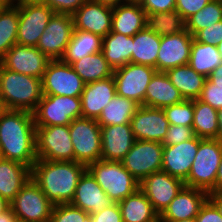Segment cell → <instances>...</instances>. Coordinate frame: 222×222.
Returning <instances> with one entry per match:
<instances>
[{"label": "cell", "instance_id": "cell-49", "mask_svg": "<svg viewBox=\"0 0 222 222\" xmlns=\"http://www.w3.org/2000/svg\"><path fill=\"white\" fill-rule=\"evenodd\" d=\"M195 220L196 222H222V216L217 208L207 200Z\"/></svg>", "mask_w": 222, "mask_h": 222}, {"label": "cell", "instance_id": "cell-27", "mask_svg": "<svg viewBox=\"0 0 222 222\" xmlns=\"http://www.w3.org/2000/svg\"><path fill=\"white\" fill-rule=\"evenodd\" d=\"M30 178V167L13 160H0V196L9 203Z\"/></svg>", "mask_w": 222, "mask_h": 222}, {"label": "cell", "instance_id": "cell-59", "mask_svg": "<svg viewBox=\"0 0 222 222\" xmlns=\"http://www.w3.org/2000/svg\"><path fill=\"white\" fill-rule=\"evenodd\" d=\"M17 2H26V3H46L47 0H16Z\"/></svg>", "mask_w": 222, "mask_h": 222}, {"label": "cell", "instance_id": "cell-26", "mask_svg": "<svg viewBox=\"0 0 222 222\" xmlns=\"http://www.w3.org/2000/svg\"><path fill=\"white\" fill-rule=\"evenodd\" d=\"M184 98L165 72H156L147 86L144 106L164 108L182 102Z\"/></svg>", "mask_w": 222, "mask_h": 222}, {"label": "cell", "instance_id": "cell-2", "mask_svg": "<svg viewBox=\"0 0 222 222\" xmlns=\"http://www.w3.org/2000/svg\"><path fill=\"white\" fill-rule=\"evenodd\" d=\"M87 166L75 161L37 159L31 168V178L53 204L71 203L78 181Z\"/></svg>", "mask_w": 222, "mask_h": 222}, {"label": "cell", "instance_id": "cell-7", "mask_svg": "<svg viewBox=\"0 0 222 222\" xmlns=\"http://www.w3.org/2000/svg\"><path fill=\"white\" fill-rule=\"evenodd\" d=\"M74 161L88 166L101 160V126L96 119L77 118L69 125Z\"/></svg>", "mask_w": 222, "mask_h": 222}, {"label": "cell", "instance_id": "cell-47", "mask_svg": "<svg viewBox=\"0 0 222 222\" xmlns=\"http://www.w3.org/2000/svg\"><path fill=\"white\" fill-rule=\"evenodd\" d=\"M210 0H176L175 10L186 21L189 17L200 11Z\"/></svg>", "mask_w": 222, "mask_h": 222}, {"label": "cell", "instance_id": "cell-34", "mask_svg": "<svg viewBox=\"0 0 222 222\" xmlns=\"http://www.w3.org/2000/svg\"><path fill=\"white\" fill-rule=\"evenodd\" d=\"M138 107L134 100L116 95L96 120L100 126L130 124Z\"/></svg>", "mask_w": 222, "mask_h": 222}, {"label": "cell", "instance_id": "cell-35", "mask_svg": "<svg viewBox=\"0 0 222 222\" xmlns=\"http://www.w3.org/2000/svg\"><path fill=\"white\" fill-rule=\"evenodd\" d=\"M222 63L217 46L197 42L193 39L190 49L189 65L206 78Z\"/></svg>", "mask_w": 222, "mask_h": 222}, {"label": "cell", "instance_id": "cell-53", "mask_svg": "<svg viewBox=\"0 0 222 222\" xmlns=\"http://www.w3.org/2000/svg\"><path fill=\"white\" fill-rule=\"evenodd\" d=\"M215 192H222V158L216 174Z\"/></svg>", "mask_w": 222, "mask_h": 222}, {"label": "cell", "instance_id": "cell-54", "mask_svg": "<svg viewBox=\"0 0 222 222\" xmlns=\"http://www.w3.org/2000/svg\"><path fill=\"white\" fill-rule=\"evenodd\" d=\"M96 1L97 3L109 6V7H116L122 3H125V0H93Z\"/></svg>", "mask_w": 222, "mask_h": 222}, {"label": "cell", "instance_id": "cell-29", "mask_svg": "<svg viewBox=\"0 0 222 222\" xmlns=\"http://www.w3.org/2000/svg\"><path fill=\"white\" fill-rule=\"evenodd\" d=\"M165 73L185 100L198 99L207 79L189 64L168 69Z\"/></svg>", "mask_w": 222, "mask_h": 222}, {"label": "cell", "instance_id": "cell-43", "mask_svg": "<svg viewBox=\"0 0 222 222\" xmlns=\"http://www.w3.org/2000/svg\"><path fill=\"white\" fill-rule=\"evenodd\" d=\"M192 127L169 125L167 134L162 142L163 146L177 145L194 137Z\"/></svg>", "mask_w": 222, "mask_h": 222}, {"label": "cell", "instance_id": "cell-28", "mask_svg": "<svg viewBox=\"0 0 222 222\" xmlns=\"http://www.w3.org/2000/svg\"><path fill=\"white\" fill-rule=\"evenodd\" d=\"M118 205L123 222H159V214L140 189L120 201Z\"/></svg>", "mask_w": 222, "mask_h": 222}, {"label": "cell", "instance_id": "cell-1", "mask_svg": "<svg viewBox=\"0 0 222 222\" xmlns=\"http://www.w3.org/2000/svg\"><path fill=\"white\" fill-rule=\"evenodd\" d=\"M0 151L3 159L30 168L37 160L36 126L33 113L6 109L0 117Z\"/></svg>", "mask_w": 222, "mask_h": 222}, {"label": "cell", "instance_id": "cell-32", "mask_svg": "<svg viewBox=\"0 0 222 222\" xmlns=\"http://www.w3.org/2000/svg\"><path fill=\"white\" fill-rule=\"evenodd\" d=\"M74 71L87 84L94 81L104 80L113 76L114 70L100 51L89 54L80 60L70 64Z\"/></svg>", "mask_w": 222, "mask_h": 222}, {"label": "cell", "instance_id": "cell-41", "mask_svg": "<svg viewBox=\"0 0 222 222\" xmlns=\"http://www.w3.org/2000/svg\"><path fill=\"white\" fill-rule=\"evenodd\" d=\"M90 214L70 203L54 205L50 222H88Z\"/></svg>", "mask_w": 222, "mask_h": 222}, {"label": "cell", "instance_id": "cell-17", "mask_svg": "<svg viewBox=\"0 0 222 222\" xmlns=\"http://www.w3.org/2000/svg\"><path fill=\"white\" fill-rule=\"evenodd\" d=\"M135 140L162 143L170 125L162 108L139 105L130 121Z\"/></svg>", "mask_w": 222, "mask_h": 222}, {"label": "cell", "instance_id": "cell-12", "mask_svg": "<svg viewBox=\"0 0 222 222\" xmlns=\"http://www.w3.org/2000/svg\"><path fill=\"white\" fill-rule=\"evenodd\" d=\"M163 144L156 141L135 140L132 148L121 161L124 168L141 182L162 169Z\"/></svg>", "mask_w": 222, "mask_h": 222}, {"label": "cell", "instance_id": "cell-58", "mask_svg": "<svg viewBox=\"0 0 222 222\" xmlns=\"http://www.w3.org/2000/svg\"><path fill=\"white\" fill-rule=\"evenodd\" d=\"M159 222H196L195 218L186 220H159Z\"/></svg>", "mask_w": 222, "mask_h": 222}, {"label": "cell", "instance_id": "cell-51", "mask_svg": "<svg viewBox=\"0 0 222 222\" xmlns=\"http://www.w3.org/2000/svg\"><path fill=\"white\" fill-rule=\"evenodd\" d=\"M211 83H222V63L207 78Z\"/></svg>", "mask_w": 222, "mask_h": 222}, {"label": "cell", "instance_id": "cell-21", "mask_svg": "<svg viewBox=\"0 0 222 222\" xmlns=\"http://www.w3.org/2000/svg\"><path fill=\"white\" fill-rule=\"evenodd\" d=\"M134 141L130 124L101 126V160L121 162Z\"/></svg>", "mask_w": 222, "mask_h": 222}, {"label": "cell", "instance_id": "cell-30", "mask_svg": "<svg viewBox=\"0 0 222 222\" xmlns=\"http://www.w3.org/2000/svg\"><path fill=\"white\" fill-rule=\"evenodd\" d=\"M132 43L133 36L116 32H109L102 37L101 52L113 70L131 62Z\"/></svg>", "mask_w": 222, "mask_h": 222}, {"label": "cell", "instance_id": "cell-20", "mask_svg": "<svg viewBox=\"0 0 222 222\" xmlns=\"http://www.w3.org/2000/svg\"><path fill=\"white\" fill-rule=\"evenodd\" d=\"M75 30L94 33L101 37L111 32L112 7L87 0L73 15Z\"/></svg>", "mask_w": 222, "mask_h": 222}, {"label": "cell", "instance_id": "cell-57", "mask_svg": "<svg viewBox=\"0 0 222 222\" xmlns=\"http://www.w3.org/2000/svg\"><path fill=\"white\" fill-rule=\"evenodd\" d=\"M12 3H13V0H0V11H3Z\"/></svg>", "mask_w": 222, "mask_h": 222}, {"label": "cell", "instance_id": "cell-56", "mask_svg": "<svg viewBox=\"0 0 222 222\" xmlns=\"http://www.w3.org/2000/svg\"><path fill=\"white\" fill-rule=\"evenodd\" d=\"M10 208V203L0 196V215Z\"/></svg>", "mask_w": 222, "mask_h": 222}, {"label": "cell", "instance_id": "cell-4", "mask_svg": "<svg viewBox=\"0 0 222 222\" xmlns=\"http://www.w3.org/2000/svg\"><path fill=\"white\" fill-rule=\"evenodd\" d=\"M87 170L114 203L139 189L140 182L124 168L122 162L98 160L90 163Z\"/></svg>", "mask_w": 222, "mask_h": 222}, {"label": "cell", "instance_id": "cell-15", "mask_svg": "<svg viewBox=\"0 0 222 222\" xmlns=\"http://www.w3.org/2000/svg\"><path fill=\"white\" fill-rule=\"evenodd\" d=\"M50 60L37 47L15 44L0 59V64L11 71L42 79Z\"/></svg>", "mask_w": 222, "mask_h": 222}, {"label": "cell", "instance_id": "cell-9", "mask_svg": "<svg viewBox=\"0 0 222 222\" xmlns=\"http://www.w3.org/2000/svg\"><path fill=\"white\" fill-rule=\"evenodd\" d=\"M13 3L18 8L17 44L36 47L55 12L45 3Z\"/></svg>", "mask_w": 222, "mask_h": 222}, {"label": "cell", "instance_id": "cell-44", "mask_svg": "<svg viewBox=\"0 0 222 222\" xmlns=\"http://www.w3.org/2000/svg\"><path fill=\"white\" fill-rule=\"evenodd\" d=\"M193 38L197 42L217 46L222 41V21L199 30Z\"/></svg>", "mask_w": 222, "mask_h": 222}, {"label": "cell", "instance_id": "cell-22", "mask_svg": "<svg viewBox=\"0 0 222 222\" xmlns=\"http://www.w3.org/2000/svg\"><path fill=\"white\" fill-rule=\"evenodd\" d=\"M209 193L184 186L160 215L159 220H186L196 218L208 200Z\"/></svg>", "mask_w": 222, "mask_h": 222}, {"label": "cell", "instance_id": "cell-33", "mask_svg": "<svg viewBox=\"0 0 222 222\" xmlns=\"http://www.w3.org/2000/svg\"><path fill=\"white\" fill-rule=\"evenodd\" d=\"M101 48L102 37L100 35L81 30H74L70 43L61 60L71 64L89 54L100 52Z\"/></svg>", "mask_w": 222, "mask_h": 222}, {"label": "cell", "instance_id": "cell-52", "mask_svg": "<svg viewBox=\"0 0 222 222\" xmlns=\"http://www.w3.org/2000/svg\"><path fill=\"white\" fill-rule=\"evenodd\" d=\"M17 217L13 213L12 209L9 208L7 211L0 215V222H16Z\"/></svg>", "mask_w": 222, "mask_h": 222}, {"label": "cell", "instance_id": "cell-24", "mask_svg": "<svg viewBox=\"0 0 222 222\" xmlns=\"http://www.w3.org/2000/svg\"><path fill=\"white\" fill-rule=\"evenodd\" d=\"M117 95L114 77L87 83L80 96L82 117L97 119L102 110Z\"/></svg>", "mask_w": 222, "mask_h": 222}, {"label": "cell", "instance_id": "cell-60", "mask_svg": "<svg viewBox=\"0 0 222 222\" xmlns=\"http://www.w3.org/2000/svg\"><path fill=\"white\" fill-rule=\"evenodd\" d=\"M144 2V0H125V3L129 4H139L141 5Z\"/></svg>", "mask_w": 222, "mask_h": 222}, {"label": "cell", "instance_id": "cell-45", "mask_svg": "<svg viewBox=\"0 0 222 222\" xmlns=\"http://www.w3.org/2000/svg\"><path fill=\"white\" fill-rule=\"evenodd\" d=\"M87 0H47L45 3L57 14L73 15Z\"/></svg>", "mask_w": 222, "mask_h": 222}, {"label": "cell", "instance_id": "cell-5", "mask_svg": "<svg viewBox=\"0 0 222 222\" xmlns=\"http://www.w3.org/2000/svg\"><path fill=\"white\" fill-rule=\"evenodd\" d=\"M222 158V143L218 139L199 138L198 152L192 163L185 186L215 192L217 170Z\"/></svg>", "mask_w": 222, "mask_h": 222}, {"label": "cell", "instance_id": "cell-48", "mask_svg": "<svg viewBox=\"0 0 222 222\" xmlns=\"http://www.w3.org/2000/svg\"><path fill=\"white\" fill-rule=\"evenodd\" d=\"M147 15L175 10L176 0H144L141 4Z\"/></svg>", "mask_w": 222, "mask_h": 222}, {"label": "cell", "instance_id": "cell-6", "mask_svg": "<svg viewBox=\"0 0 222 222\" xmlns=\"http://www.w3.org/2000/svg\"><path fill=\"white\" fill-rule=\"evenodd\" d=\"M32 113L36 127L70 125L82 117L81 98L43 95Z\"/></svg>", "mask_w": 222, "mask_h": 222}, {"label": "cell", "instance_id": "cell-14", "mask_svg": "<svg viewBox=\"0 0 222 222\" xmlns=\"http://www.w3.org/2000/svg\"><path fill=\"white\" fill-rule=\"evenodd\" d=\"M72 15L55 13L40 36L37 48L49 59H61L74 33Z\"/></svg>", "mask_w": 222, "mask_h": 222}, {"label": "cell", "instance_id": "cell-13", "mask_svg": "<svg viewBox=\"0 0 222 222\" xmlns=\"http://www.w3.org/2000/svg\"><path fill=\"white\" fill-rule=\"evenodd\" d=\"M157 70L148 65L128 63L114 70L116 93L144 105L147 86Z\"/></svg>", "mask_w": 222, "mask_h": 222}, {"label": "cell", "instance_id": "cell-39", "mask_svg": "<svg viewBox=\"0 0 222 222\" xmlns=\"http://www.w3.org/2000/svg\"><path fill=\"white\" fill-rule=\"evenodd\" d=\"M222 21V0H210L200 11L186 20V30L194 36L199 30Z\"/></svg>", "mask_w": 222, "mask_h": 222}, {"label": "cell", "instance_id": "cell-42", "mask_svg": "<svg viewBox=\"0 0 222 222\" xmlns=\"http://www.w3.org/2000/svg\"><path fill=\"white\" fill-rule=\"evenodd\" d=\"M198 99L217 110L222 108V83H211L206 79Z\"/></svg>", "mask_w": 222, "mask_h": 222}, {"label": "cell", "instance_id": "cell-36", "mask_svg": "<svg viewBox=\"0 0 222 222\" xmlns=\"http://www.w3.org/2000/svg\"><path fill=\"white\" fill-rule=\"evenodd\" d=\"M194 135L201 139H216L218 132L217 109L199 99L194 100Z\"/></svg>", "mask_w": 222, "mask_h": 222}, {"label": "cell", "instance_id": "cell-46", "mask_svg": "<svg viewBox=\"0 0 222 222\" xmlns=\"http://www.w3.org/2000/svg\"><path fill=\"white\" fill-rule=\"evenodd\" d=\"M88 222H123L118 203H113L99 212L91 214Z\"/></svg>", "mask_w": 222, "mask_h": 222}, {"label": "cell", "instance_id": "cell-23", "mask_svg": "<svg viewBox=\"0 0 222 222\" xmlns=\"http://www.w3.org/2000/svg\"><path fill=\"white\" fill-rule=\"evenodd\" d=\"M113 203L93 175L86 170L78 181L74 197L70 204L91 215Z\"/></svg>", "mask_w": 222, "mask_h": 222}, {"label": "cell", "instance_id": "cell-8", "mask_svg": "<svg viewBox=\"0 0 222 222\" xmlns=\"http://www.w3.org/2000/svg\"><path fill=\"white\" fill-rule=\"evenodd\" d=\"M53 207L32 178L10 202V208L21 222H50Z\"/></svg>", "mask_w": 222, "mask_h": 222}, {"label": "cell", "instance_id": "cell-62", "mask_svg": "<svg viewBox=\"0 0 222 222\" xmlns=\"http://www.w3.org/2000/svg\"><path fill=\"white\" fill-rule=\"evenodd\" d=\"M217 49H218V52L220 53L221 58H222V41L217 45Z\"/></svg>", "mask_w": 222, "mask_h": 222}, {"label": "cell", "instance_id": "cell-16", "mask_svg": "<svg viewBox=\"0 0 222 222\" xmlns=\"http://www.w3.org/2000/svg\"><path fill=\"white\" fill-rule=\"evenodd\" d=\"M185 186L184 182L164 171L154 172L140 182L139 189L146 195L159 216Z\"/></svg>", "mask_w": 222, "mask_h": 222}, {"label": "cell", "instance_id": "cell-40", "mask_svg": "<svg viewBox=\"0 0 222 222\" xmlns=\"http://www.w3.org/2000/svg\"><path fill=\"white\" fill-rule=\"evenodd\" d=\"M171 125L192 127L194 120V100H183L163 108Z\"/></svg>", "mask_w": 222, "mask_h": 222}, {"label": "cell", "instance_id": "cell-31", "mask_svg": "<svg viewBox=\"0 0 222 222\" xmlns=\"http://www.w3.org/2000/svg\"><path fill=\"white\" fill-rule=\"evenodd\" d=\"M161 36L147 26L133 36L131 63L152 66L156 69Z\"/></svg>", "mask_w": 222, "mask_h": 222}, {"label": "cell", "instance_id": "cell-50", "mask_svg": "<svg viewBox=\"0 0 222 222\" xmlns=\"http://www.w3.org/2000/svg\"><path fill=\"white\" fill-rule=\"evenodd\" d=\"M208 200L217 208L222 216V192L209 193Z\"/></svg>", "mask_w": 222, "mask_h": 222}, {"label": "cell", "instance_id": "cell-25", "mask_svg": "<svg viewBox=\"0 0 222 222\" xmlns=\"http://www.w3.org/2000/svg\"><path fill=\"white\" fill-rule=\"evenodd\" d=\"M146 23L147 14L139 4L122 3L112 8L111 32L134 36Z\"/></svg>", "mask_w": 222, "mask_h": 222}, {"label": "cell", "instance_id": "cell-38", "mask_svg": "<svg viewBox=\"0 0 222 222\" xmlns=\"http://www.w3.org/2000/svg\"><path fill=\"white\" fill-rule=\"evenodd\" d=\"M18 23V8L14 3L0 11V59L17 44Z\"/></svg>", "mask_w": 222, "mask_h": 222}, {"label": "cell", "instance_id": "cell-11", "mask_svg": "<svg viewBox=\"0 0 222 222\" xmlns=\"http://www.w3.org/2000/svg\"><path fill=\"white\" fill-rule=\"evenodd\" d=\"M43 95L80 97L86 83L69 63L50 60L42 77Z\"/></svg>", "mask_w": 222, "mask_h": 222}, {"label": "cell", "instance_id": "cell-3", "mask_svg": "<svg viewBox=\"0 0 222 222\" xmlns=\"http://www.w3.org/2000/svg\"><path fill=\"white\" fill-rule=\"evenodd\" d=\"M43 97L42 80L0 64V99L6 109L33 112Z\"/></svg>", "mask_w": 222, "mask_h": 222}, {"label": "cell", "instance_id": "cell-18", "mask_svg": "<svg viewBox=\"0 0 222 222\" xmlns=\"http://www.w3.org/2000/svg\"><path fill=\"white\" fill-rule=\"evenodd\" d=\"M193 39L187 30L173 35L161 36L156 63L157 72H166L168 69L189 64Z\"/></svg>", "mask_w": 222, "mask_h": 222}, {"label": "cell", "instance_id": "cell-37", "mask_svg": "<svg viewBox=\"0 0 222 222\" xmlns=\"http://www.w3.org/2000/svg\"><path fill=\"white\" fill-rule=\"evenodd\" d=\"M146 26L159 36L173 35L186 30V21L176 10L147 15Z\"/></svg>", "mask_w": 222, "mask_h": 222}, {"label": "cell", "instance_id": "cell-10", "mask_svg": "<svg viewBox=\"0 0 222 222\" xmlns=\"http://www.w3.org/2000/svg\"><path fill=\"white\" fill-rule=\"evenodd\" d=\"M37 159L74 161L69 125L36 127Z\"/></svg>", "mask_w": 222, "mask_h": 222}, {"label": "cell", "instance_id": "cell-61", "mask_svg": "<svg viewBox=\"0 0 222 222\" xmlns=\"http://www.w3.org/2000/svg\"><path fill=\"white\" fill-rule=\"evenodd\" d=\"M6 110L3 101L0 99V117L3 114V112Z\"/></svg>", "mask_w": 222, "mask_h": 222}, {"label": "cell", "instance_id": "cell-55", "mask_svg": "<svg viewBox=\"0 0 222 222\" xmlns=\"http://www.w3.org/2000/svg\"><path fill=\"white\" fill-rule=\"evenodd\" d=\"M217 115H218V132L216 139H218L222 143V108H219L217 110Z\"/></svg>", "mask_w": 222, "mask_h": 222}, {"label": "cell", "instance_id": "cell-19", "mask_svg": "<svg viewBox=\"0 0 222 222\" xmlns=\"http://www.w3.org/2000/svg\"><path fill=\"white\" fill-rule=\"evenodd\" d=\"M198 147L199 138L197 136L177 145L163 146L161 171L185 182L198 152Z\"/></svg>", "mask_w": 222, "mask_h": 222}]
</instances>
